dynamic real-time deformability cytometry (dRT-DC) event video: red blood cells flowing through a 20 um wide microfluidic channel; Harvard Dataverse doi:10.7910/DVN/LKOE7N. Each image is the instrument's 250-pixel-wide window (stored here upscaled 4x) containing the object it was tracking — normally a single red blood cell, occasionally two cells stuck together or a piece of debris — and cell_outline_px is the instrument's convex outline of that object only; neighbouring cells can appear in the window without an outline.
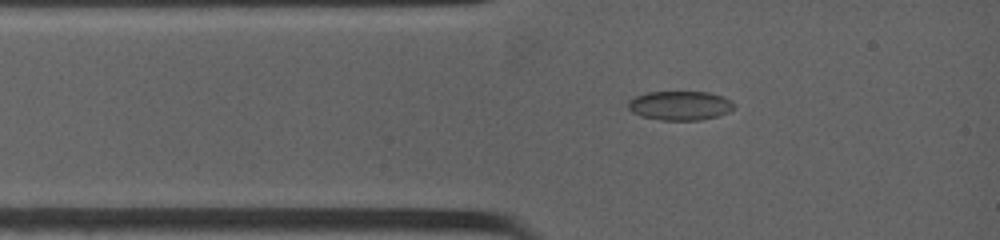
{"species": "common noctule bat (a hibernating species)", "species_latin": "Nyctalus noctula", "temperature_condition": "warm", "stored_images_in_passage": 12, "camera_frame_rate_fps": 4500, "um_per_image_px": 0.085, "animal": {"sex": "female", "body_mass_g": 19.0, "forearm_length_mm": 53.3}, "frame": {"image": 1, "passage_image": 3, "time_ms": 1.333, "image_size_px": [1000, 240], "cell_outline_px": [[736, 104], [728, 112], [716, 116], [700, 120], [660, 120], [644, 116], [632, 112], [628, 108], [628, 100], [636, 96], [648, 92], [708, 92], [732, 100]], "centroid_in_image_um": [57.8, 8.97], "position_along_channel_um": 27.2, "area_um2": 17.86}}
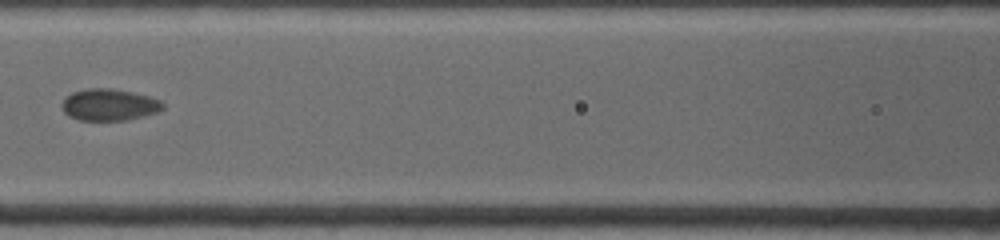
{"frame": {"image": 2, "passage_image": 8, "time_ms": 4.889, "image_size_px": [1000, 240], "cell_outline_px": [[164, 108], [156, 112], [128, 120], [80, 120], [68, 116], [64, 112], [60, 104], [72, 92], [84, 88], [112, 88], [132, 92], [148, 96], [160, 100], [164, 104]], "centroid_in_image_um": [9.26, 8.9], "position_along_channel_um": 157.3, "area_um2": 18.67}}
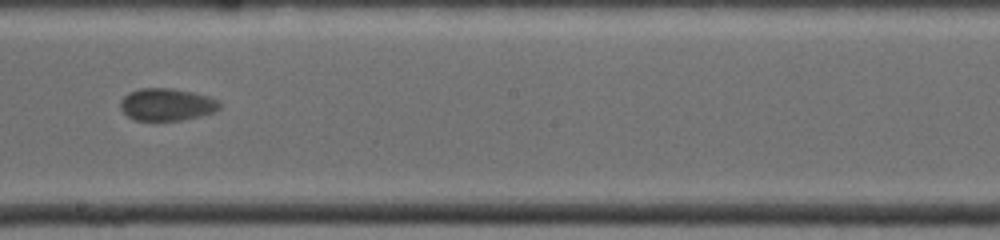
{"frame": {"image": 3, "passage_image": 11, "time_ms": 6.889, "image_size_px": [1000, 240], "cell_outline_px": [[220, 108], [216, 112], [200, 116], [180, 120], [132, 120], [120, 108], [120, 100], [128, 92], [140, 88], [172, 88], [192, 92], [208, 96], [220, 100]], "centroid_in_image_um": [14.18, 8.88], "position_along_channel_um": 234.0, "area_um2": 18.84}}